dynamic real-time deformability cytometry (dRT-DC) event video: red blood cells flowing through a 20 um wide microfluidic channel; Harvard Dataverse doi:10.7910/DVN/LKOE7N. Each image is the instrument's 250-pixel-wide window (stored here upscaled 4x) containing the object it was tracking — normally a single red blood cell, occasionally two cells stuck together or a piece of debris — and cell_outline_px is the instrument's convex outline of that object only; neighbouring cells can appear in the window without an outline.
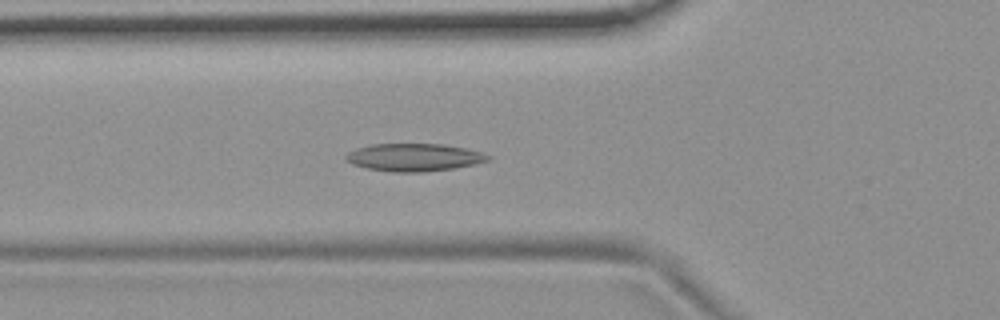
{"species": "common noctule bat (a hibernating species)", "species_latin": "Nyctalus noctula", "temperature_condition": "room temperature", "stored_images_in_passage": 37, "camera_frame_rate_fps": 3000, "um_per_image_px": 0.085, "animal": {"sex": "female", "body_mass_g": 19.9}, "frame": {"image": 1, "passage_image": 12, "time_ms": 3.667, "image_size_px": [1000, 320], "cell_outline_px": [[492, 156], [488, 160], [472, 164], [452, 168], [420, 172], [392, 172], [368, 168], [352, 164], [344, 160], [344, 156], [348, 152], [356, 148], [372, 144], [444, 144], [464, 148], [480, 152]], "centroid_in_image_um": [35.13, 13.37], "position_along_channel_um": 90.7, "area_um2": 22.72}}
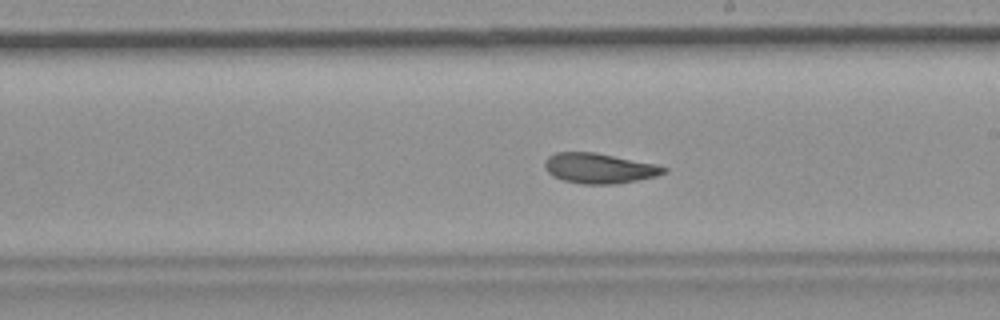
{"frame": {"image": 2, "passage_image": 24, "time_ms": 7.667, "image_size_px": [1000, 320], "cell_outline_px": [[668, 172], [656, 176], [616, 184], [580, 184], [564, 180], [552, 176], [544, 168], [544, 160], [548, 156], [556, 152], [596, 152], [656, 164], [668, 168]], "centroid_in_image_um": [50.92, 14.3], "position_along_channel_um": 238.1, "area_um2": 21.1}}
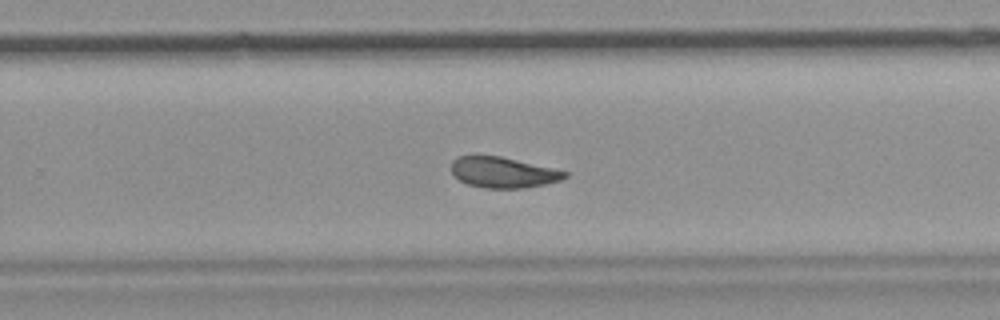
{"frame": {"image": 3, "passage_image": 28, "time_ms": 9.0, "image_size_px": [1000, 320], "cell_outline_px": [[568, 176], [560, 180], [544, 184], [520, 188], [484, 188], [468, 184], [452, 176], [452, 160], [456, 156], [500, 156], [552, 168], [568, 172]], "centroid_in_image_um": [42.72, 14.65], "position_along_channel_um": 287.1, "area_um2": 20.11}, "authors_computed_cell_mechanics": {"area_um2": 21.2704, "velocity_mm_per_s": 3.6904, "shape_relaxation_time_tau1_ms": null, "shape_relaxation_time_tau2_ms": 3.53, "deformation_change_tau1": null, "deformation_change_tau2": 0.1069}}